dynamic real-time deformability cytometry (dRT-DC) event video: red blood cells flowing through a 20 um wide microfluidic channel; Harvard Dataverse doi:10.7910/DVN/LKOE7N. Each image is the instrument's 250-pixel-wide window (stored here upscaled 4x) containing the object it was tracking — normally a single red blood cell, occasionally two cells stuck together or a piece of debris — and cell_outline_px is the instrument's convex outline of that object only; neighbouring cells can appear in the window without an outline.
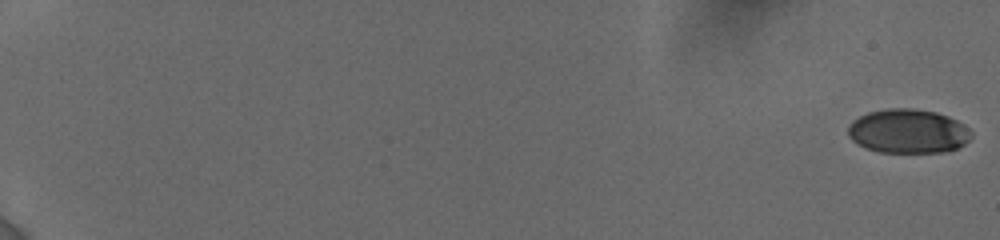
{"species": "human", "species_latin": "Homo sapiens", "temperature_condition": "cold", "stored_images_in_passage": 43, "camera_frame_rate_fps": 3000, "um_per_image_px": 0.085, "donor": {"sex": "female"}, "frame": {"image": 1, "passage_image": 1, "time_ms": 0.0, "image_size_px": [1000, 240], "cell_outline_px": [[972, 136], [964, 144], [956, 148], [944, 152], [880, 152], [868, 148], [852, 140], [848, 136], [848, 128], [852, 120], [868, 112], [888, 108], [912, 108], [936, 112], [948, 116], [956, 120], [968, 128], [972, 132]], "centroid_in_image_um": [77.19, 11.14], "position_along_channel_um": 7.8, "area_um2": 31.56}}
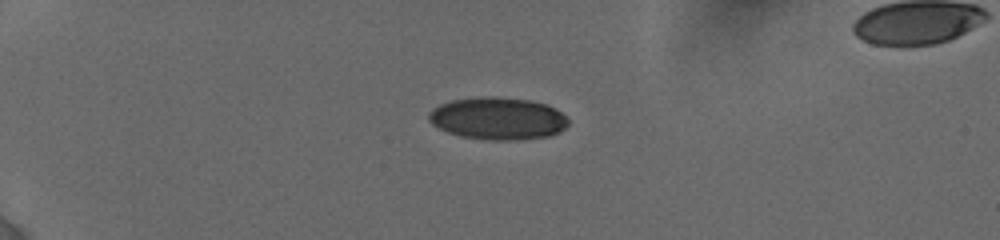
{"frame": {"image": 2, "passage_image": 32, "time_ms": 5.333, "image_size_px": [1000, 240], "cell_outline_px": [[568, 124], [560, 132], [548, 136], [516, 140], [488, 140], [460, 136], [448, 132], [432, 124], [428, 120], [428, 112], [432, 108], [440, 104], [452, 100], [484, 96], [496, 96], [532, 100], [548, 104], [556, 108], [568, 120]], "centroid_in_image_um": [42.31, 10.06], "position_along_channel_um": 42.7, "area_um2": 34.68}}